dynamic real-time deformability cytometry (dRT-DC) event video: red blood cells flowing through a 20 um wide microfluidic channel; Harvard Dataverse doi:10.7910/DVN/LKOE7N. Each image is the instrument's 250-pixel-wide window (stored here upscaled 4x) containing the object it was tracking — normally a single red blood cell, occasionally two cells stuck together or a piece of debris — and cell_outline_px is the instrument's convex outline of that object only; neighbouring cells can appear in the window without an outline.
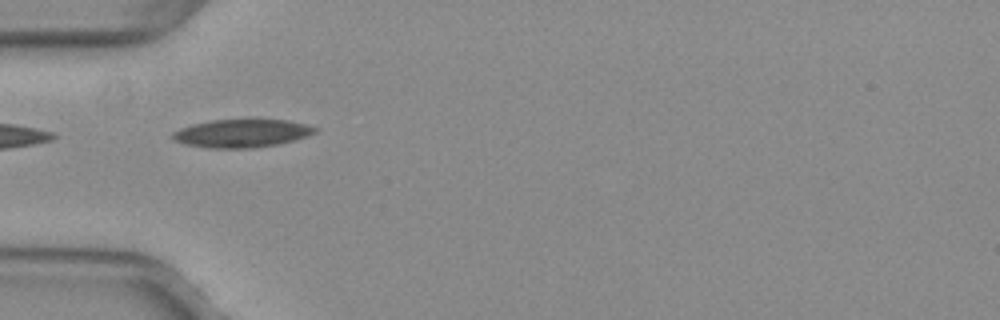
{"species": "common noctule bat (a hibernating species)", "species_latin": "Nyctalus noctula", "temperature_condition": "warm", "stored_images_in_passage": 25, "camera_frame_rate_fps": 3000, "um_per_image_px": 0.085, "animal": {"sex": "female", "body_mass_g": 29.2, "forearm_length_mm": 56.3}, "frame": {"image": 1, "passage_image": 1, "time_ms": 0.0, "image_size_px": [1000, 320], "cell_outline_px": [[316, 132], [308, 136], [276, 144], [252, 148], [208, 148], [184, 144], [172, 140], [172, 132], [180, 128], [192, 124], [212, 120], [248, 116], [252, 116], [288, 120], [308, 124], [316, 128]], "centroid_in_image_um": [20.55, 11.27], "position_along_channel_um": 64.5, "area_um2": 24.39}}
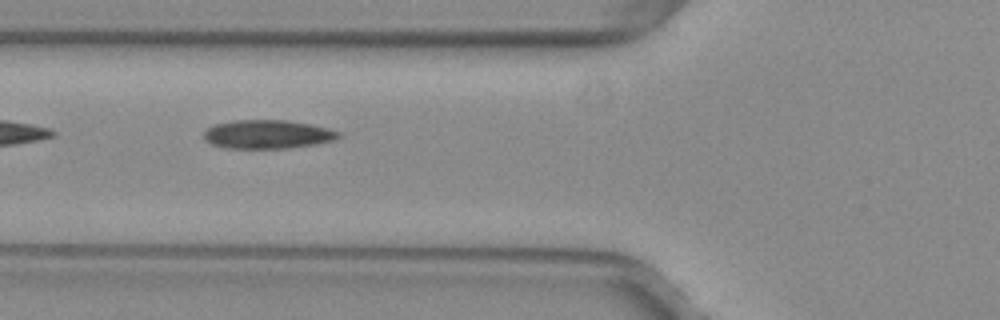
{"frame": {"image": 2, "passage_image": 4, "time_ms": 1.0, "image_size_px": [1000, 320], "cell_outline_px": [[340, 136], [332, 140], [312, 144], [288, 148], [224, 148], [212, 144], [204, 140], [204, 132], [208, 128], [216, 124], [232, 120], [288, 120], [328, 128], [340, 132]], "centroid_in_image_um": [22.69, 11.41], "position_along_channel_um": 103.1, "area_um2": 22.31}, "authors_computed_cell_mechanics": {"area_um2": 22.1952, "velocity_mm_per_s": 4.0057, "shape_relaxation_time_tau1_ms": null, "shape_relaxation_time_tau2_ms": 2.5963, "deformation_change_tau1": null, "deformation_change_tau2": 0.0948}}